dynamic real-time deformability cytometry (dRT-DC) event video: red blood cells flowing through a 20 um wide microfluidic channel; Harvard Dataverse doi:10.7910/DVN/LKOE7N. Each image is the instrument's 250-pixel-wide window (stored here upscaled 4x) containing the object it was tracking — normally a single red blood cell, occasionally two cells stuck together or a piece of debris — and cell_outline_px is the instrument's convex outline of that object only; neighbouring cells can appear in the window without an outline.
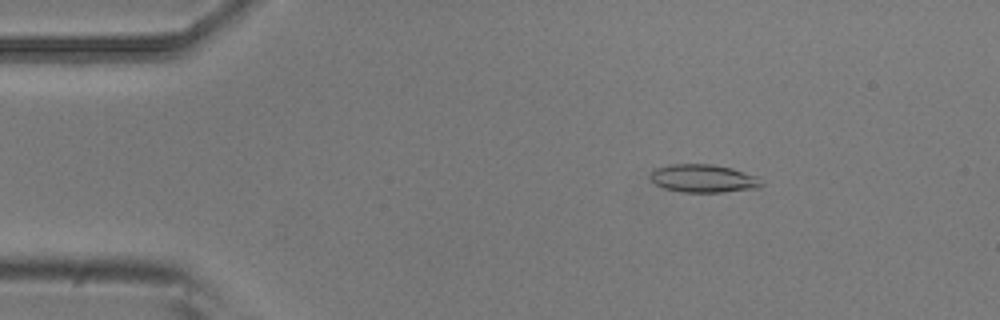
{"species": "common noctule bat (a hibernating species)", "species_latin": "Nyctalus noctula", "temperature_condition": "room temperature", "stored_images_in_passage": 5, "camera_frame_rate_fps": 3000, "um_per_image_px": 0.085, "animal": {"sex": "male", "body_mass_g": 20.5, "forearm_length_mm": 52.5}, "frame": {"image": 1, "passage_image": 3, "time_ms": 0.667, "image_size_px": [1000, 320], "cell_outline_px": [[764, 184], [760, 188], [724, 192], [680, 192], [664, 188], [656, 184], [648, 176], [656, 168], [668, 164], [712, 164], [732, 168], [756, 176]], "centroid_in_image_um": [59.79, 15.17], "position_along_channel_um": 25.2, "area_um2": 18.26}}